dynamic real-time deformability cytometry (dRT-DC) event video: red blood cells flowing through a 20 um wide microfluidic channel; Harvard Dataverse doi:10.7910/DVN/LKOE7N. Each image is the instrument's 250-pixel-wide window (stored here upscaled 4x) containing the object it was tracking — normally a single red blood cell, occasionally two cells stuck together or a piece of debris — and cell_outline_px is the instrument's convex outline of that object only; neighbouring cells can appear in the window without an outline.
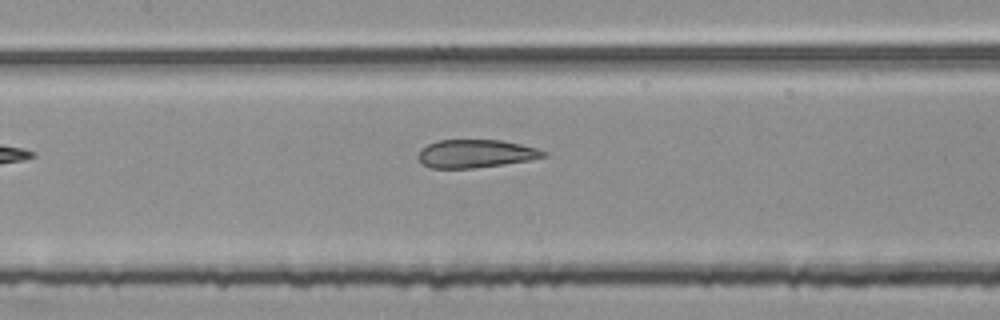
{"species": "common noctule bat (a hibernating species)", "species_latin": "Nyctalus noctula", "temperature_condition": "room temperature", "stored_images_in_passage": 7, "camera_frame_rate_fps": 3000, "um_per_image_px": 0.085, "animal": {"sex": "female", "body_mass_g": 25.1}, "frame": {"image": 1, "passage_image": 7, "time_ms": 2.0, "image_size_px": [1000, 320], "cell_outline_px": [[548, 156], [532, 160], [504, 164], [472, 168], [432, 168], [424, 164], [416, 156], [420, 148], [436, 140], [500, 140], [520, 144], [536, 148], [548, 152]], "centroid_in_image_um": [40.44, 13.06], "position_along_channel_um": 167.0, "area_um2": 20.63}}